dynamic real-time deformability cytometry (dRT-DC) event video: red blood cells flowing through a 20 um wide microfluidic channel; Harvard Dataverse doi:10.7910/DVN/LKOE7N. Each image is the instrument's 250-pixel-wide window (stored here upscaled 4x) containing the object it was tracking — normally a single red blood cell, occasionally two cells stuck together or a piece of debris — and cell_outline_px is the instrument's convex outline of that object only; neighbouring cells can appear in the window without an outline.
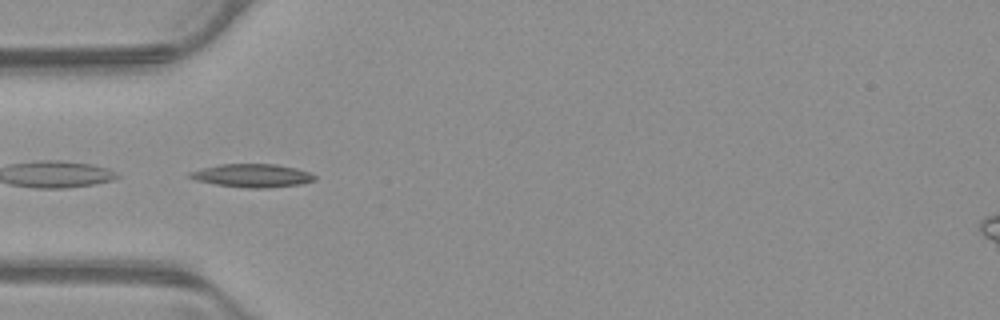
{"species": "common noctule bat (a hibernating species)", "species_latin": "Nyctalus noctula", "temperature_condition": "warm", "stored_images_in_passage": 35, "camera_frame_rate_fps": 3000, "um_per_image_px": 0.085, "animal": {"sex": "male", "body_mass_g": 23.1, "forearm_length_mm": 52.7}, "frame": {"image": 1, "passage_image": 1, "time_ms": 0.0, "image_size_px": [1000, 320], "cell_outline_px": [[316, 180], [300, 184], [268, 188], [248, 188], [216, 184], [196, 180], [188, 176], [188, 172], [220, 164], [276, 164], [296, 168], [308, 172], [316, 176]], "centroid_in_image_um": [21.46, 14.92], "position_along_channel_um": 63.5, "area_um2": 16.82}}
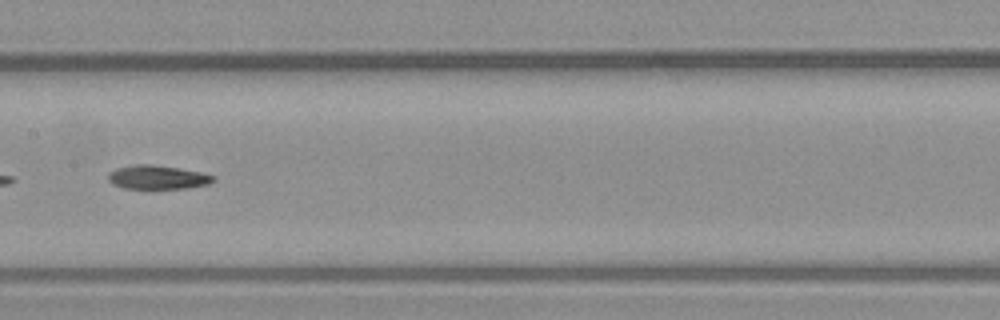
{"frame": {"image": 2, "passage_image": 11, "time_ms": 3.333, "image_size_px": [1000, 320], "cell_outline_px": [[216, 180], [208, 184], [188, 188], [124, 188], [112, 184], [108, 180], [108, 172], [116, 168], [136, 164], [152, 164], [204, 172], [216, 176]], "centroid_in_image_um": [13.41, 15.06], "position_along_channel_um": 194.0, "area_um2": 14.74}}
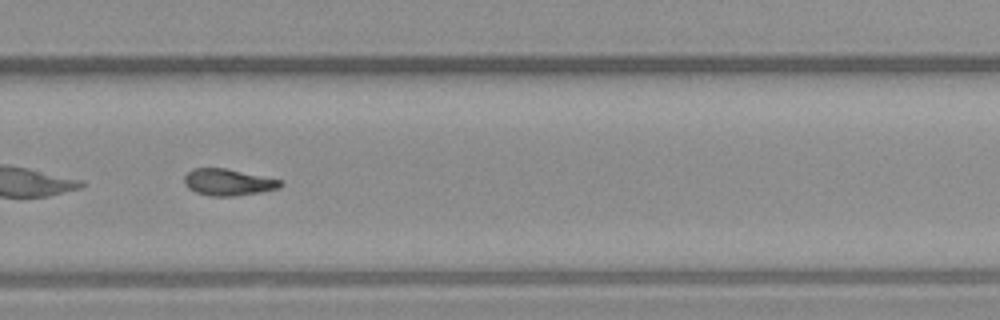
{"frame": {"image": 3, "passage_image": 20, "time_ms": 6.333, "image_size_px": [1000, 320], "cell_outline_px": [[284, 184], [280, 188], [260, 192], [236, 196], [208, 196], [196, 192], [188, 188], [184, 184], [184, 176], [192, 168], [228, 168], [284, 180]], "centroid_in_image_um": [19.43, 15.48], "position_along_channel_um": 310.4, "area_um2": 15.26}, "authors_computed_cell_mechanics": {"area_um2": 15.0858, "velocity_mm_per_s": 3.8968, "shape_relaxation_time_tau1_ms": 7.0389, "shape_relaxation_time_tau2_ms": 5.5861, "deformation_change_tau1": 0.1948, "deformation_change_tau2": 0.1234}}